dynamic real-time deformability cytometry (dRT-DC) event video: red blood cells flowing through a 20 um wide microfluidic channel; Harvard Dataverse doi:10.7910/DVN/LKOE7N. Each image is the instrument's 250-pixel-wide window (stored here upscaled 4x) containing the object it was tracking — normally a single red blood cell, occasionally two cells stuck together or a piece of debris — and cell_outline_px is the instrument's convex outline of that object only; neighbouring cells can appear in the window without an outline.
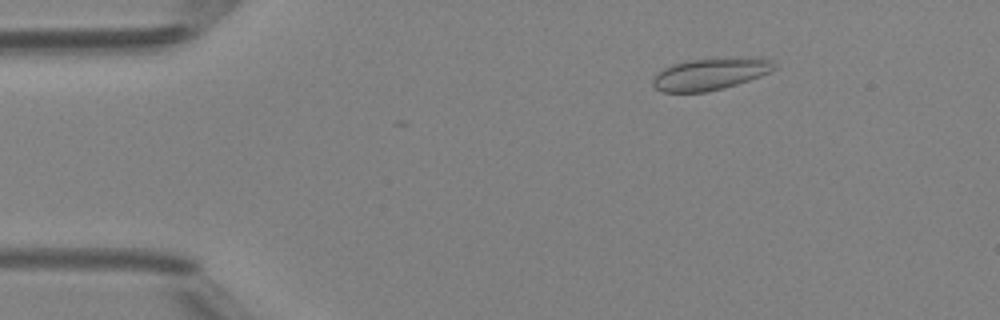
{"species": "Egyptian fruit bat (a non-hibernating species)", "species_latin": "Rousettus aegyptiacus", "temperature_condition": "room temperature", "stored_images_in_passage": 43, "camera_frame_rate_fps": 3000, "um_per_image_px": 0.085, "animal": {"sex": "female"}, "frame": {"image": 1, "passage_image": 8, "time_ms": 2.333, "image_size_px": [1000, 320], "cell_outline_px": [[776, 68], [760, 76], [724, 88], [708, 92], [660, 92], [652, 84], [652, 80], [664, 68], [672, 64], [692, 60], [740, 56], [772, 60], [776, 64]], "centroid_in_image_um": [60.39, 6.28], "position_along_channel_um": 24.6, "area_um2": 22.54}}
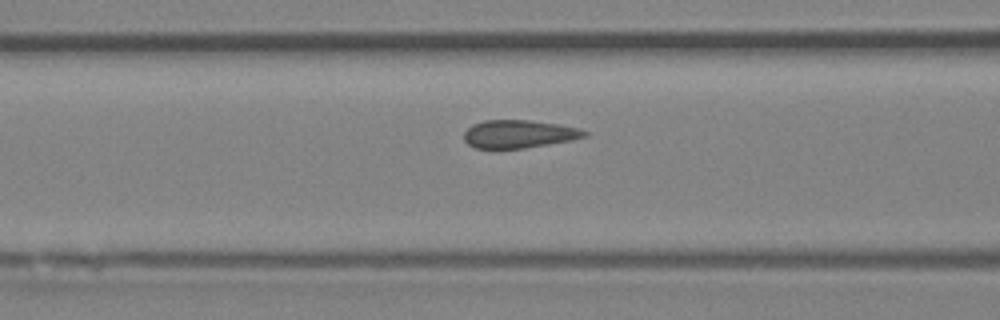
{"frame": {"image": 2, "passage_image": 20, "time_ms": 6.333, "image_size_px": [1000, 320], "cell_outline_px": [[588, 136], [572, 140], [524, 148], [496, 152], [476, 148], [468, 144], [464, 140], [464, 132], [472, 124], [484, 120], [528, 120], [560, 124], [580, 128], [588, 132]], "centroid_in_image_um": [44.07, 11.42], "position_along_channel_um": 122.5, "area_um2": 20.4}}
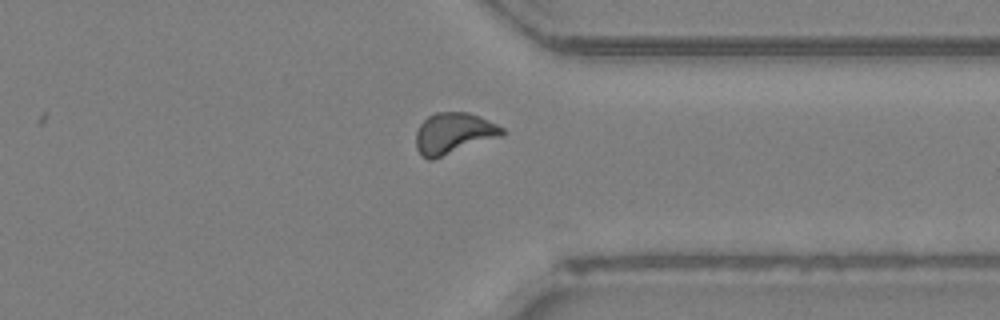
{"frame": {"image": 3, "passage_image": 38, "time_ms": 12.333, "image_size_px": [1000, 320], "cell_outline_px": [[508, 132], [504, 136], [432, 160], [428, 160], [420, 156], [416, 148], [416, 132], [420, 124], [428, 116], [436, 112], [468, 112], [480, 116], [504, 128]], "centroid_in_image_um": [38.58, 11.35], "position_along_channel_um": 372.8, "area_um2": 21.1}, "authors_computed_cell_mechanics": {"area_um2": 20.4612, "velocity_mm_per_s": 4.214, "shape_relaxation_time_tau1_ms": 4.0357, "shape_relaxation_time_tau2_ms": null, "deformation_change_tau1": 0.0593, "deformation_change_tau2": null}}